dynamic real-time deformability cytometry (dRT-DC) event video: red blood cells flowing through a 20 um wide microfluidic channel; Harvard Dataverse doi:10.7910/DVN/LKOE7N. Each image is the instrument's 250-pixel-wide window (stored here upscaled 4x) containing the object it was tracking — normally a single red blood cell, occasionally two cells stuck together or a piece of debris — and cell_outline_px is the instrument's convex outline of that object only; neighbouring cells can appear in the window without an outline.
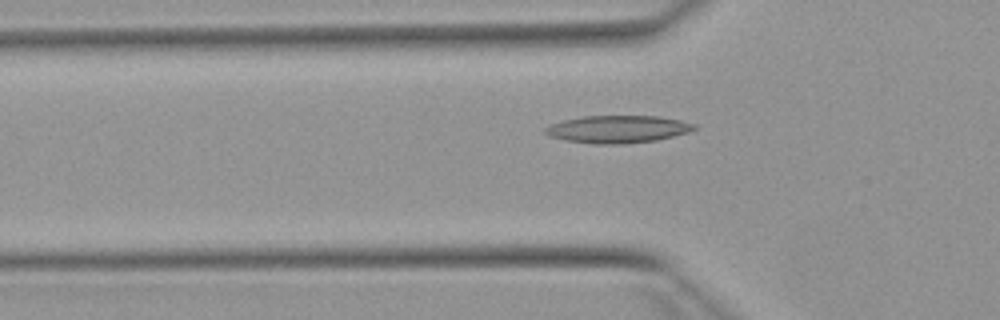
{"species": "Egyptian fruit bat (a non-hibernating species)", "species_latin": "Rousettus aegyptiacus", "temperature_condition": "warm", "stored_images_in_passage": 47, "camera_frame_rate_fps": 3000, "um_per_image_px": 0.085, "animal": {"sex": "female"}, "frame": {"image": 1, "passage_image": 17, "time_ms": 5.333, "image_size_px": [1000, 320], "cell_outline_px": [[696, 128], [688, 132], [656, 140], [628, 144], [592, 144], [568, 140], [548, 136], [544, 132], [544, 128], [552, 124], [564, 120], [580, 116], [660, 116], [680, 120], [696, 124]], "centroid_in_image_um": [52.5, 10.98], "position_along_channel_um": 73.3, "area_um2": 23.87}}
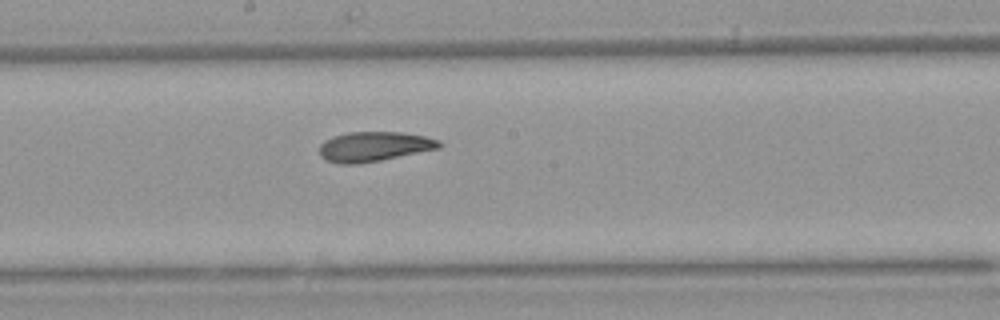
{"frame": {"image": 2, "passage_image": 28, "time_ms": 9.0, "image_size_px": [1000, 320], "cell_outline_px": [[444, 144], [440, 148], [360, 164], [336, 164], [324, 160], [320, 156], [320, 144], [324, 140], [332, 136], [348, 132], [404, 132], [424, 136], [440, 140]], "centroid_in_image_um": [31.77, 12.46], "position_along_channel_um": 216.4, "area_um2": 21.04}}
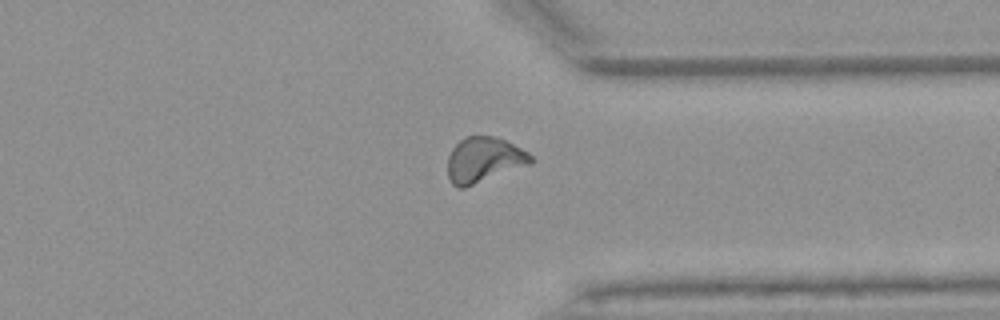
{"frame": {"image": 3, "passage_image": 40, "time_ms": 13.0, "image_size_px": [1000, 320], "cell_outline_px": [[532, 164], [464, 188], [456, 188], [452, 184], [448, 176], [448, 156], [452, 148], [464, 136], [496, 136], [528, 152], [532, 156]], "centroid_in_image_um": [41.12, 13.59], "position_along_channel_um": 370.3, "area_um2": 22.02}}